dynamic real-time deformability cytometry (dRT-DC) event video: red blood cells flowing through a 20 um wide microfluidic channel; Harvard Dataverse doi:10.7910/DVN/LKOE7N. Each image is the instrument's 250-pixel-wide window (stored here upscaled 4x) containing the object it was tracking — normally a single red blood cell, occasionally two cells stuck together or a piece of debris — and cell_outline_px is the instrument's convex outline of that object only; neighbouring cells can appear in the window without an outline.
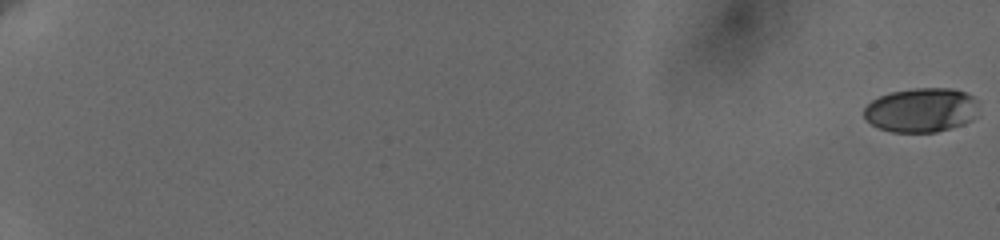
{"species": "human", "species_latin": "Homo sapiens", "temperature_condition": "cold", "stored_images_in_passage": 9, "camera_frame_rate_fps": 3000, "um_per_image_px": 0.085, "donor": {"sex": "female"}, "frame": {"image": 1, "passage_image": 1, "time_ms": 0.0, "image_size_px": [1000, 240], "cell_outline_px": [[976, 116], [972, 120], [964, 124], [936, 132], [892, 132], [880, 128], [872, 124], [864, 116], [864, 108], [872, 100], [880, 96], [892, 92], [912, 88], [952, 88], [964, 92], [972, 96], [976, 100]], "centroid_in_image_um": [78.31, 9.35], "position_along_channel_um": 6.7, "area_um2": 29.48}}